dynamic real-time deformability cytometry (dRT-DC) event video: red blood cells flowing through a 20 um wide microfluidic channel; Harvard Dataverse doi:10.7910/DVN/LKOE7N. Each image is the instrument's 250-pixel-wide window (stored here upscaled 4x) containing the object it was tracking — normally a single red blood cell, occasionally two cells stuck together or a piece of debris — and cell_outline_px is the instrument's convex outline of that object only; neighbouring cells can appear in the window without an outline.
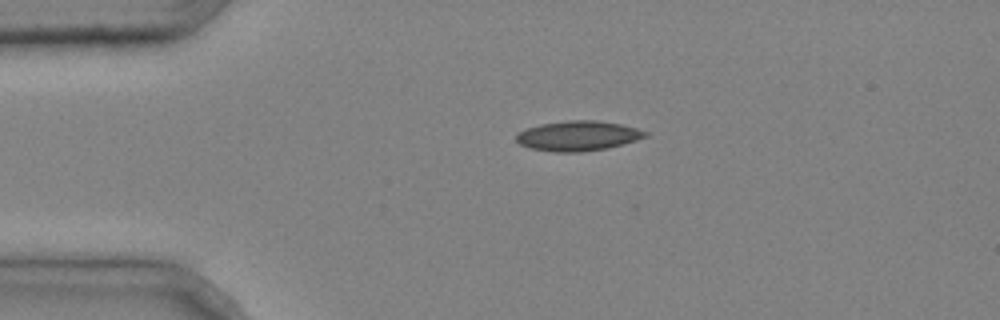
{"species": "common noctule bat (a hibernating species)", "species_latin": "Nyctalus noctula", "temperature_condition": "cold", "stored_images_in_passage": 2, "camera_frame_rate_fps": 3000, "um_per_image_px": 0.085, "animal": {"sex": "male", "body_mass_g": 20.4}, "frame": {"image": 1, "passage_image": 1, "time_ms": 0.0, "image_size_px": [1000, 320], "cell_outline_px": [[648, 136], [636, 140], [608, 148], [580, 152], [552, 152], [532, 148], [520, 144], [516, 140], [516, 132], [540, 124], [568, 120], [596, 120], [620, 124], [636, 128], [648, 132]], "centroid_in_image_um": [49.12, 11.54], "position_along_channel_um": 35.9, "area_um2": 22.48}}